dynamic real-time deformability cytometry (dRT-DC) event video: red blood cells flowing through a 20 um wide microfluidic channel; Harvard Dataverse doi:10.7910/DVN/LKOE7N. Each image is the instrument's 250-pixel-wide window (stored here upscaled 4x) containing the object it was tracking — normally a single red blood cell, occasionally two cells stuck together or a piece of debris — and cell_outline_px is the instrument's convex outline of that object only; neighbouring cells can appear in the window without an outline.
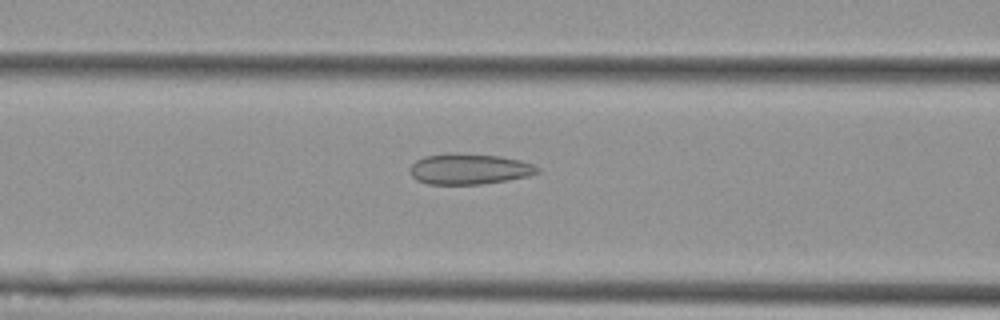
{"species": "Egyptian fruit bat (a non-hibernating species)", "species_latin": "Rousettus aegyptiacus", "temperature_condition": "cold", "stored_images_in_passage": 47, "camera_frame_rate_fps": 3000, "um_per_image_px": 0.085, "animal": {"sex": "female"}, "frame": {"image": 1, "passage_image": 14, "time_ms": 4.333, "image_size_px": [1000, 320], "cell_outline_px": [[540, 172], [528, 176], [480, 184], [428, 184], [416, 180], [412, 176], [408, 168], [416, 160], [424, 156], [448, 152], [452, 152], [500, 156], [520, 160], [532, 164], [540, 168]], "centroid_in_image_um": [39.84, 14.35], "position_along_channel_um": 126.8, "area_um2": 22.95}}
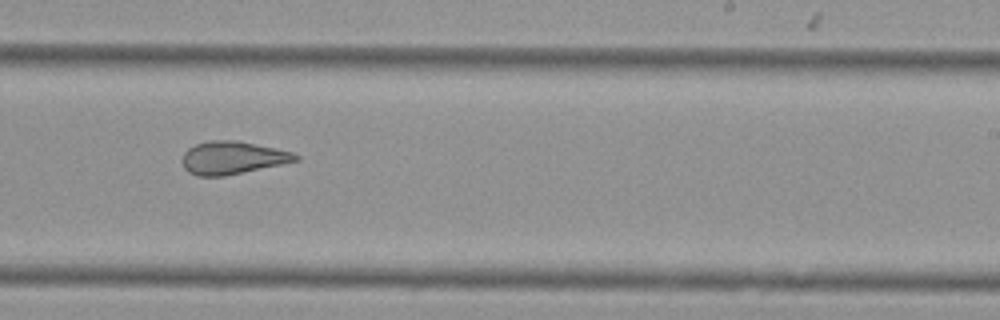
{"frame": {"image": 2, "passage_image": 26, "time_ms": 8.333, "image_size_px": [1000, 320], "cell_outline_px": [[300, 160], [224, 176], [196, 176], [188, 172], [184, 168], [180, 160], [184, 152], [188, 148], [196, 144], [208, 140], [236, 140], [292, 152], [300, 156]], "centroid_in_image_um": [19.71, 13.41], "position_along_channel_um": 269.3, "area_um2": 21.68}}
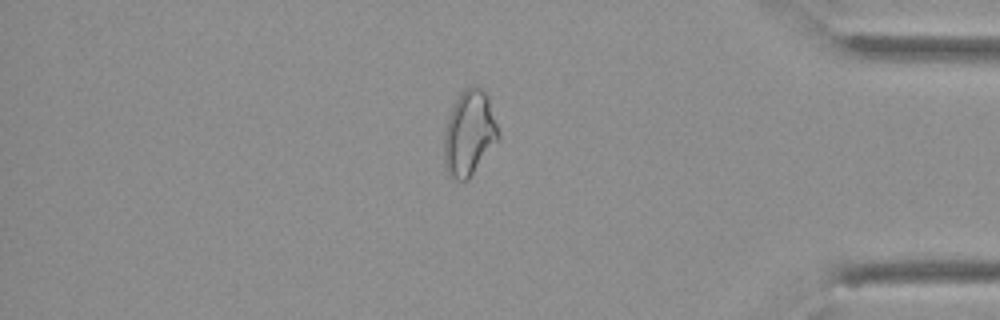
{"frame": {"image": 3, "passage_image": 39, "time_ms": 12.667, "image_size_px": [1000, 320], "cell_outline_px": [[500, 136], [468, 180], [456, 180], [448, 172], [444, 164], [444, 132], [452, 108], [460, 92], [464, 88], [472, 84], [476, 84], [488, 96]], "centroid_in_image_um": [39.88, 11.29], "position_along_channel_um": 395.3, "area_um2": 26.59}, "authors_computed_cell_mechanics": {"area_um2": 24.276, "velocity_mm_per_s": 3.5807, "shape_relaxation_time_tau1_ms": null, "shape_relaxation_time_tau2_ms": 2.4867, "deformation_change_tau1": null, "deformation_change_tau2": 0.0946}}